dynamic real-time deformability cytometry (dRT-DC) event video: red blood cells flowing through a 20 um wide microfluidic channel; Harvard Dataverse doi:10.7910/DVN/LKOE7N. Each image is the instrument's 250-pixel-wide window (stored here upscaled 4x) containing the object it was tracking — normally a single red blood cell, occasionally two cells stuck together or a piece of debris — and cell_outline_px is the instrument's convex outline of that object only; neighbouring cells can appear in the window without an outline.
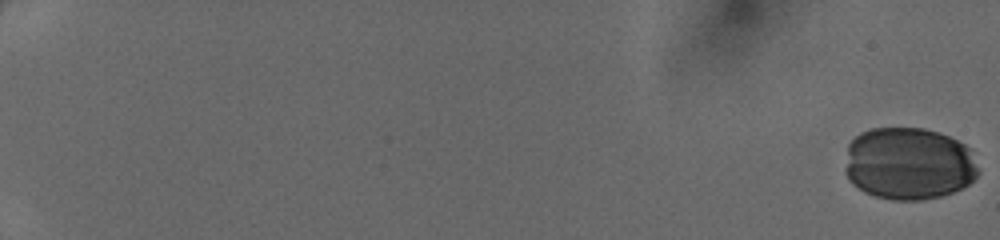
{"species": "human", "species_latin": "Homo sapiens", "temperature_condition": "cold", "stored_images_in_passage": 12, "camera_frame_rate_fps": 3000, "um_per_image_px": 0.085, "donor": {"sex": "female"}, "frame": {"image": 1, "passage_image": 1, "time_ms": 0.0, "image_size_px": [1000, 240], "cell_outline_px": [[980, 172], [964, 188], [940, 196], [924, 200], [892, 200], [876, 196], [864, 192], [852, 184], [848, 180], [844, 172], [844, 168], [848, 144], [860, 132], [872, 128], [924, 128], [948, 136], [972, 148]], "centroid_in_image_um": [77.24, 13.91], "position_along_channel_um": 7.8, "area_um2": 56.99}}